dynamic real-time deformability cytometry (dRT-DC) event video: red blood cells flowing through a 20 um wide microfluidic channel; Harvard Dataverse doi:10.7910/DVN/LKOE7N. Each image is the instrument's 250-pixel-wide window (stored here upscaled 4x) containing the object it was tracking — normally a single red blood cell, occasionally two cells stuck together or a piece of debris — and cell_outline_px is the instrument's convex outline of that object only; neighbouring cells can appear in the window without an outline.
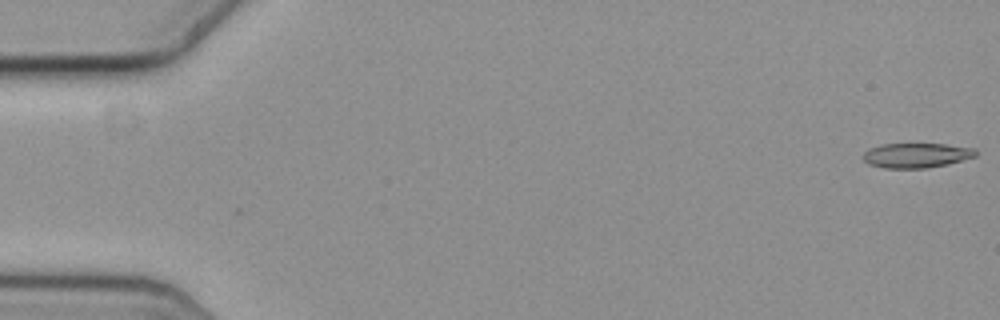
{"species": "common noctule bat (a hibernating species)", "species_latin": "Nyctalus noctula", "temperature_condition": "cold", "stored_images_in_passage": 13, "camera_frame_rate_fps": 3000, "um_per_image_px": 0.085, "animal": {"sex": "female", "body_mass_g": 19.3, "forearm_length_mm": 54.1}, "frame": {"image": 1, "passage_image": 1, "time_ms": 0.0, "image_size_px": [1000, 320], "cell_outline_px": [[976, 156], [948, 164], [924, 168], [884, 168], [868, 164], [864, 160], [864, 152], [868, 148], [880, 144], [944, 144], [976, 148]], "centroid_in_image_um": [77.88, 13.2], "position_along_channel_um": 7.1, "area_um2": 16.24}}